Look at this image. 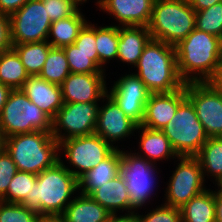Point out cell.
<instances>
[{
	"mask_svg": "<svg viewBox=\"0 0 222 222\" xmlns=\"http://www.w3.org/2000/svg\"><path fill=\"white\" fill-rule=\"evenodd\" d=\"M79 190V180L61 159L37 175L31 194L21 203L41 215L61 216L72 202L71 195Z\"/></svg>",
	"mask_w": 222,
	"mask_h": 222,
	"instance_id": "1",
	"label": "cell"
},
{
	"mask_svg": "<svg viewBox=\"0 0 222 222\" xmlns=\"http://www.w3.org/2000/svg\"><path fill=\"white\" fill-rule=\"evenodd\" d=\"M221 38L194 29L175 47L177 68L185 83L206 82L220 62Z\"/></svg>",
	"mask_w": 222,
	"mask_h": 222,
	"instance_id": "2",
	"label": "cell"
},
{
	"mask_svg": "<svg viewBox=\"0 0 222 222\" xmlns=\"http://www.w3.org/2000/svg\"><path fill=\"white\" fill-rule=\"evenodd\" d=\"M135 68L150 93H170L185 86L178 72L175 47L163 41L151 38Z\"/></svg>",
	"mask_w": 222,
	"mask_h": 222,
	"instance_id": "3",
	"label": "cell"
},
{
	"mask_svg": "<svg viewBox=\"0 0 222 222\" xmlns=\"http://www.w3.org/2000/svg\"><path fill=\"white\" fill-rule=\"evenodd\" d=\"M4 148L18 171L38 175L60 161L59 142L52 132L35 131L4 138Z\"/></svg>",
	"mask_w": 222,
	"mask_h": 222,
	"instance_id": "4",
	"label": "cell"
},
{
	"mask_svg": "<svg viewBox=\"0 0 222 222\" xmlns=\"http://www.w3.org/2000/svg\"><path fill=\"white\" fill-rule=\"evenodd\" d=\"M195 16L188 0H155L147 28L152 39L176 46L195 29Z\"/></svg>",
	"mask_w": 222,
	"mask_h": 222,
	"instance_id": "5",
	"label": "cell"
},
{
	"mask_svg": "<svg viewBox=\"0 0 222 222\" xmlns=\"http://www.w3.org/2000/svg\"><path fill=\"white\" fill-rule=\"evenodd\" d=\"M4 138L35 131L52 132V119L21 89L11 90L0 115Z\"/></svg>",
	"mask_w": 222,
	"mask_h": 222,
	"instance_id": "6",
	"label": "cell"
},
{
	"mask_svg": "<svg viewBox=\"0 0 222 222\" xmlns=\"http://www.w3.org/2000/svg\"><path fill=\"white\" fill-rule=\"evenodd\" d=\"M161 131L169 139L178 157H195L208 139L187 97L178 105L176 114Z\"/></svg>",
	"mask_w": 222,
	"mask_h": 222,
	"instance_id": "7",
	"label": "cell"
},
{
	"mask_svg": "<svg viewBox=\"0 0 222 222\" xmlns=\"http://www.w3.org/2000/svg\"><path fill=\"white\" fill-rule=\"evenodd\" d=\"M118 146H112L97 134L78 136L65 139L59 143V151H63L69 161L70 169L65 166L78 180L105 160ZM77 169V170H76Z\"/></svg>",
	"mask_w": 222,
	"mask_h": 222,
	"instance_id": "8",
	"label": "cell"
},
{
	"mask_svg": "<svg viewBox=\"0 0 222 222\" xmlns=\"http://www.w3.org/2000/svg\"><path fill=\"white\" fill-rule=\"evenodd\" d=\"M179 159V160H178ZM165 191V205L182 208L191 198L206 191L205 179L196 157L179 156Z\"/></svg>",
	"mask_w": 222,
	"mask_h": 222,
	"instance_id": "9",
	"label": "cell"
},
{
	"mask_svg": "<svg viewBox=\"0 0 222 222\" xmlns=\"http://www.w3.org/2000/svg\"><path fill=\"white\" fill-rule=\"evenodd\" d=\"M132 152L121 150L120 174L127 184L130 206L137 211L151 199L156 182V166ZM156 171V172H155ZM155 180V181H154Z\"/></svg>",
	"mask_w": 222,
	"mask_h": 222,
	"instance_id": "10",
	"label": "cell"
},
{
	"mask_svg": "<svg viewBox=\"0 0 222 222\" xmlns=\"http://www.w3.org/2000/svg\"><path fill=\"white\" fill-rule=\"evenodd\" d=\"M98 113V102L64 103L52 120V136L60 143L68 138L94 134Z\"/></svg>",
	"mask_w": 222,
	"mask_h": 222,
	"instance_id": "11",
	"label": "cell"
},
{
	"mask_svg": "<svg viewBox=\"0 0 222 222\" xmlns=\"http://www.w3.org/2000/svg\"><path fill=\"white\" fill-rule=\"evenodd\" d=\"M11 44L47 41L52 24L41 0H28L9 16Z\"/></svg>",
	"mask_w": 222,
	"mask_h": 222,
	"instance_id": "12",
	"label": "cell"
},
{
	"mask_svg": "<svg viewBox=\"0 0 222 222\" xmlns=\"http://www.w3.org/2000/svg\"><path fill=\"white\" fill-rule=\"evenodd\" d=\"M186 97L208 137H222V93L206 82L186 83Z\"/></svg>",
	"mask_w": 222,
	"mask_h": 222,
	"instance_id": "13",
	"label": "cell"
},
{
	"mask_svg": "<svg viewBox=\"0 0 222 222\" xmlns=\"http://www.w3.org/2000/svg\"><path fill=\"white\" fill-rule=\"evenodd\" d=\"M107 94L117 103L128 118L138 126L143 122L145 105L150 92L135 73L122 75Z\"/></svg>",
	"mask_w": 222,
	"mask_h": 222,
	"instance_id": "14",
	"label": "cell"
},
{
	"mask_svg": "<svg viewBox=\"0 0 222 222\" xmlns=\"http://www.w3.org/2000/svg\"><path fill=\"white\" fill-rule=\"evenodd\" d=\"M106 73H70L61 86L64 103L99 102L107 95Z\"/></svg>",
	"mask_w": 222,
	"mask_h": 222,
	"instance_id": "15",
	"label": "cell"
},
{
	"mask_svg": "<svg viewBox=\"0 0 222 222\" xmlns=\"http://www.w3.org/2000/svg\"><path fill=\"white\" fill-rule=\"evenodd\" d=\"M105 100L106 104L99 107L95 134L114 146L115 141L118 142L131 136V134L133 135L138 125L126 116L108 94L105 96V99H102L103 103Z\"/></svg>",
	"mask_w": 222,
	"mask_h": 222,
	"instance_id": "16",
	"label": "cell"
},
{
	"mask_svg": "<svg viewBox=\"0 0 222 222\" xmlns=\"http://www.w3.org/2000/svg\"><path fill=\"white\" fill-rule=\"evenodd\" d=\"M186 98L185 86L170 93H150L141 126L162 130L176 114L178 105Z\"/></svg>",
	"mask_w": 222,
	"mask_h": 222,
	"instance_id": "17",
	"label": "cell"
},
{
	"mask_svg": "<svg viewBox=\"0 0 222 222\" xmlns=\"http://www.w3.org/2000/svg\"><path fill=\"white\" fill-rule=\"evenodd\" d=\"M155 0H97L96 4L117 20L118 27L148 26Z\"/></svg>",
	"mask_w": 222,
	"mask_h": 222,
	"instance_id": "18",
	"label": "cell"
},
{
	"mask_svg": "<svg viewBox=\"0 0 222 222\" xmlns=\"http://www.w3.org/2000/svg\"><path fill=\"white\" fill-rule=\"evenodd\" d=\"M21 90L32 103L41 108L52 120L64 104L61 86L49 83L39 75L30 76Z\"/></svg>",
	"mask_w": 222,
	"mask_h": 222,
	"instance_id": "19",
	"label": "cell"
},
{
	"mask_svg": "<svg viewBox=\"0 0 222 222\" xmlns=\"http://www.w3.org/2000/svg\"><path fill=\"white\" fill-rule=\"evenodd\" d=\"M89 196L110 214H117L118 210H122V212L126 210L128 213L135 212L130 206L127 184L121 174L95 189Z\"/></svg>",
	"mask_w": 222,
	"mask_h": 222,
	"instance_id": "20",
	"label": "cell"
},
{
	"mask_svg": "<svg viewBox=\"0 0 222 222\" xmlns=\"http://www.w3.org/2000/svg\"><path fill=\"white\" fill-rule=\"evenodd\" d=\"M150 39L151 35L146 26H120L117 60L135 67Z\"/></svg>",
	"mask_w": 222,
	"mask_h": 222,
	"instance_id": "21",
	"label": "cell"
},
{
	"mask_svg": "<svg viewBox=\"0 0 222 222\" xmlns=\"http://www.w3.org/2000/svg\"><path fill=\"white\" fill-rule=\"evenodd\" d=\"M121 149L116 148L105 160L88 171L79 179V193L90 195L120 174Z\"/></svg>",
	"mask_w": 222,
	"mask_h": 222,
	"instance_id": "22",
	"label": "cell"
},
{
	"mask_svg": "<svg viewBox=\"0 0 222 222\" xmlns=\"http://www.w3.org/2000/svg\"><path fill=\"white\" fill-rule=\"evenodd\" d=\"M142 130L140 134L139 149L141 152L136 155L145 158L149 162L156 164V161L174 159L178 157L172 148L169 139L161 130H153L144 126H138L137 129Z\"/></svg>",
	"mask_w": 222,
	"mask_h": 222,
	"instance_id": "23",
	"label": "cell"
},
{
	"mask_svg": "<svg viewBox=\"0 0 222 222\" xmlns=\"http://www.w3.org/2000/svg\"><path fill=\"white\" fill-rule=\"evenodd\" d=\"M61 215L65 222H108L111 214L89 195L79 193Z\"/></svg>",
	"mask_w": 222,
	"mask_h": 222,
	"instance_id": "24",
	"label": "cell"
},
{
	"mask_svg": "<svg viewBox=\"0 0 222 222\" xmlns=\"http://www.w3.org/2000/svg\"><path fill=\"white\" fill-rule=\"evenodd\" d=\"M79 9L70 17L52 22L47 41L53 48L74 44L79 32L88 23Z\"/></svg>",
	"mask_w": 222,
	"mask_h": 222,
	"instance_id": "25",
	"label": "cell"
},
{
	"mask_svg": "<svg viewBox=\"0 0 222 222\" xmlns=\"http://www.w3.org/2000/svg\"><path fill=\"white\" fill-rule=\"evenodd\" d=\"M180 211L182 222H216L215 191L207 189L191 198Z\"/></svg>",
	"mask_w": 222,
	"mask_h": 222,
	"instance_id": "26",
	"label": "cell"
},
{
	"mask_svg": "<svg viewBox=\"0 0 222 222\" xmlns=\"http://www.w3.org/2000/svg\"><path fill=\"white\" fill-rule=\"evenodd\" d=\"M17 52L11 48L0 54V82L11 90L21 89L29 78Z\"/></svg>",
	"mask_w": 222,
	"mask_h": 222,
	"instance_id": "27",
	"label": "cell"
},
{
	"mask_svg": "<svg viewBox=\"0 0 222 222\" xmlns=\"http://www.w3.org/2000/svg\"><path fill=\"white\" fill-rule=\"evenodd\" d=\"M29 76L39 75L52 48L48 41L12 44Z\"/></svg>",
	"mask_w": 222,
	"mask_h": 222,
	"instance_id": "28",
	"label": "cell"
},
{
	"mask_svg": "<svg viewBox=\"0 0 222 222\" xmlns=\"http://www.w3.org/2000/svg\"><path fill=\"white\" fill-rule=\"evenodd\" d=\"M202 167L205 176H212L215 183L222 176V137H208L195 156Z\"/></svg>",
	"mask_w": 222,
	"mask_h": 222,
	"instance_id": "29",
	"label": "cell"
},
{
	"mask_svg": "<svg viewBox=\"0 0 222 222\" xmlns=\"http://www.w3.org/2000/svg\"><path fill=\"white\" fill-rule=\"evenodd\" d=\"M96 49L98 52V67L105 71V67L110 60L116 59L118 56L119 27L95 26ZM104 65V66H103ZM103 66V67H102Z\"/></svg>",
	"mask_w": 222,
	"mask_h": 222,
	"instance_id": "30",
	"label": "cell"
},
{
	"mask_svg": "<svg viewBox=\"0 0 222 222\" xmlns=\"http://www.w3.org/2000/svg\"><path fill=\"white\" fill-rule=\"evenodd\" d=\"M71 73H105L98 67V52L80 50L75 44L62 48Z\"/></svg>",
	"mask_w": 222,
	"mask_h": 222,
	"instance_id": "31",
	"label": "cell"
},
{
	"mask_svg": "<svg viewBox=\"0 0 222 222\" xmlns=\"http://www.w3.org/2000/svg\"><path fill=\"white\" fill-rule=\"evenodd\" d=\"M70 73L64 50L52 47L39 76L49 83L61 85Z\"/></svg>",
	"mask_w": 222,
	"mask_h": 222,
	"instance_id": "32",
	"label": "cell"
},
{
	"mask_svg": "<svg viewBox=\"0 0 222 222\" xmlns=\"http://www.w3.org/2000/svg\"><path fill=\"white\" fill-rule=\"evenodd\" d=\"M36 180V174L18 171L11 180L7 193L0 201L21 204L27 195L31 194L32 186L36 183Z\"/></svg>",
	"mask_w": 222,
	"mask_h": 222,
	"instance_id": "33",
	"label": "cell"
},
{
	"mask_svg": "<svg viewBox=\"0 0 222 222\" xmlns=\"http://www.w3.org/2000/svg\"><path fill=\"white\" fill-rule=\"evenodd\" d=\"M195 28L222 37V1L211 7L196 11Z\"/></svg>",
	"mask_w": 222,
	"mask_h": 222,
	"instance_id": "34",
	"label": "cell"
},
{
	"mask_svg": "<svg viewBox=\"0 0 222 222\" xmlns=\"http://www.w3.org/2000/svg\"><path fill=\"white\" fill-rule=\"evenodd\" d=\"M38 217L23 204L0 201V222H36Z\"/></svg>",
	"mask_w": 222,
	"mask_h": 222,
	"instance_id": "35",
	"label": "cell"
},
{
	"mask_svg": "<svg viewBox=\"0 0 222 222\" xmlns=\"http://www.w3.org/2000/svg\"><path fill=\"white\" fill-rule=\"evenodd\" d=\"M46 7L47 15L51 22L64 19L75 14L78 7L72 0H41Z\"/></svg>",
	"mask_w": 222,
	"mask_h": 222,
	"instance_id": "36",
	"label": "cell"
},
{
	"mask_svg": "<svg viewBox=\"0 0 222 222\" xmlns=\"http://www.w3.org/2000/svg\"><path fill=\"white\" fill-rule=\"evenodd\" d=\"M139 222H182L181 211L165 204L150 210L146 215L138 214Z\"/></svg>",
	"mask_w": 222,
	"mask_h": 222,
	"instance_id": "37",
	"label": "cell"
},
{
	"mask_svg": "<svg viewBox=\"0 0 222 222\" xmlns=\"http://www.w3.org/2000/svg\"><path fill=\"white\" fill-rule=\"evenodd\" d=\"M17 172L11 155L3 148L0 151V199L7 193L8 186Z\"/></svg>",
	"mask_w": 222,
	"mask_h": 222,
	"instance_id": "38",
	"label": "cell"
},
{
	"mask_svg": "<svg viewBox=\"0 0 222 222\" xmlns=\"http://www.w3.org/2000/svg\"><path fill=\"white\" fill-rule=\"evenodd\" d=\"M74 44L80 50L97 51L95 40V24L88 22L79 32Z\"/></svg>",
	"mask_w": 222,
	"mask_h": 222,
	"instance_id": "39",
	"label": "cell"
},
{
	"mask_svg": "<svg viewBox=\"0 0 222 222\" xmlns=\"http://www.w3.org/2000/svg\"><path fill=\"white\" fill-rule=\"evenodd\" d=\"M12 48L10 38V19L0 13V54Z\"/></svg>",
	"mask_w": 222,
	"mask_h": 222,
	"instance_id": "40",
	"label": "cell"
},
{
	"mask_svg": "<svg viewBox=\"0 0 222 222\" xmlns=\"http://www.w3.org/2000/svg\"><path fill=\"white\" fill-rule=\"evenodd\" d=\"M28 0H0V13L10 16L19 10Z\"/></svg>",
	"mask_w": 222,
	"mask_h": 222,
	"instance_id": "41",
	"label": "cell"
},
{
	"mask_svg": "<svg viewBox=\"0 0 222 222\" xmlns=\"http://www.w3.org/2000/svg\"><path fill=\"white\" fill-rule=\"evenodd\" d=\"M215 91L222 93V62L215 68L212 76L206 81Z\"/></svg>",
	"mask_w": 222,
	"mask_h": 222,
	"instance_id": "42",
	"label": "cell"
},
{
	"mask_svg": "<svg viewBox=\"0 0 222 222\" xmlns=\"http://www.w3.org/2000/svg\"><path fill=\"white\" fill-rule=\"evenodd\" d=\"M138 212L125 213V215L111 214L108 222H139Z\"/></svg>",
	"mask_w": 222,
	"mask_h": 222,
	"instance_id": "43",
	"label": "cell"
},
{
	"mask_svg": "<svg viewBox=\"0 0 222 222\" xmlns=\"http://www.w3.org/2000/svg\"><path fill=\"white\" fill-rule=\"evenodd\" d=\"M222 0H188L191 7L196 11H201L221 2Z\"/></svg>",
	"mask_w": 222,
	"mask_h": 222,
	"instance_id": "44",
	"label": "cell"
},
{
	"mask_svg": "<svg viewBox=\"0 0 222 222\" xmlns=\"http://www.w3.org/2000/svg\"><path fill=\"white\" fill-rule=\"evenodd\" d=\"M215 216L216 222H222V191H215Z\"/></svg>",
	"mask_w": 222,
	"mask_h": 222,
	"instance_id": "45",
	"label": "cell"
},
{
	"mask_svg": "<svg viewBox=\"0 0 222 222\" xmlns=\"http://www.w3.org/2000/svg\"><path fill=\"white\" fill-rule=\"evenodd\" d=\"M11 89L0 82V115Z\"/></svg>",
	"mask_w": 222,
	"mask_h": 222,
	"instance_id": "46",
	"label": "cell"
},
{
	"mask_svg": "<svg viewBox=\"0 0 222 222\" xmlns=\"http://www.w3.org/2000/svg\"><path fill=\"white\" fill-rule=\"evenodd\" d=\"M36 222H65L62 216L41 215Z\"/></svg>",
	"mask_w": 222,
	"mask_h": 222,
	"instance_id": "47",
	"label": "cell"
},
{
	"mask_svg": "<svg viewBox=\"0 0 222 222\" xmlns=\"http://www.w3.org/2000/svg\"><path fill=\"white\" fill-rule=\"evenodd\" d=\"M4 148V137L0 131V151Z\"/></svg>",
	"mask_w": 222,
	"mask_h": 222,
	"instance_id": "48",
	"label": "cell"
},
{
	"mask_svg": "<svg viewBox=\"0 0 222 222\" xmlns=\"http://www.w3.org/2000/svg\"><path fill=\"white\" fill-rule=\"evenodd\" d=\"M218 186V189L216 190H219V191H222V176L220 177V179L217 181V183H215V186Z\"/></svg>",
	"mask_w": 222,
	"mask_h": 222,
	"instance_id": "49",
	"label": "cell"
},
{
	"mask_svg": "<svg viewBox=\"0 0 222 222\" xmlns=\"http://www.w3.org/2000/svg\"><path fill=\"white\" fill-rule=\"evenodd\" d=\"M77 6H80V4H84L87 0H72Z\"/></svg>",
	"mask_w": 222,
	"mask_h": 222,
	"instance_id": "50",
	"label": "cell"
},
{
	"mask_svg": "<svg viewBox=\"0 0 222 222\" xmlns=\"http://www.w3.org/2000/svg\"><path fill=\"white\" fill-rule=\"evenodd\" d=\"M220 62H222V37H221V44H220Z\"/></svg>",
	"mask_w": 222,
	"mask_h": 222,
	"instance_id": "51",
	"label": "cell"
}]
</instances>
